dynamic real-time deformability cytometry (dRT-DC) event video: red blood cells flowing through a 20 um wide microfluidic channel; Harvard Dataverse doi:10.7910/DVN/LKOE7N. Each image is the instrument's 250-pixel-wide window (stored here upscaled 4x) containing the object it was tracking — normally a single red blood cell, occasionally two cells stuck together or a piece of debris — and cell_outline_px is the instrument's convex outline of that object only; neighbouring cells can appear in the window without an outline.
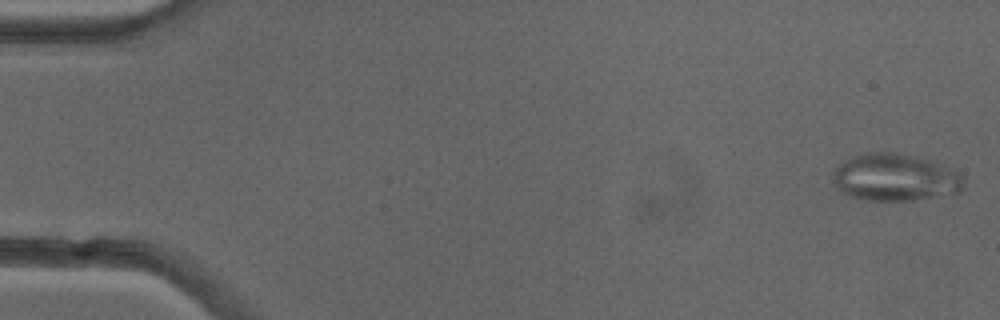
{"species": "common noctule bat (a hibernating species)", "species_latin": "Nyctalus noctula", "temperature_condition": "cold", "stored_images_in_passage": 51, "camera_frame_rate_fps": 3000, "um_per_image_px": 0.085, "animal": {"sex": "female"}, "frame": {"image": 1, "passage_image": 1, "time_ms": 0.0, "image_size_px": [1000, 320], "cell_outline_px": [[964, 188], [960, 192], [912, 200], [868, 200], [848, 196], [836, 188], [832, 180], [832, 172], [844, 160], [864, 152], [896, 152], [932, 160], [960, 172], [964, 176]], "centroid_in_image_um": [76.09, 15.07], "position_along_channel_um": 8.9, "area_um2": 36.36}, "authors_computed_cell_mechanics": {"area_um2": 27.5706, "velocity_mm_per_s": 3.982, "shape_relaxation_time_tau1_ms": null, "shape_relaxation_time_tau2_ms": 2.4966, "deformation_change_tau1": null, "deformation_change_tau2": 0.0988}}